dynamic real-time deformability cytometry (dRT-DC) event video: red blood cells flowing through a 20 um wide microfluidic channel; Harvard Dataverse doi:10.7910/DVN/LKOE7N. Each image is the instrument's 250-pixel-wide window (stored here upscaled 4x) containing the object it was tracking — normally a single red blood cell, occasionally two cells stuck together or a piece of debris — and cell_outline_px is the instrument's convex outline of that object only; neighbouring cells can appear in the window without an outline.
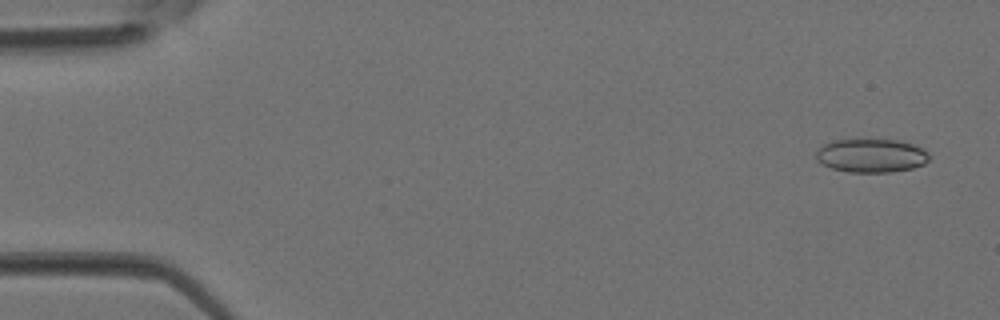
{"species": "Egyptian fruit bat (a non-hibernating species)", "species_latin": "Rousettus aegyptiacus", "temperature_condition": "room temperature", "stored_images_in_passage": 4, "camera_frame_rate_fps": 3000, "um_per_image_px": 0.085, "animal": {"sex": "female"}, "frame": {"image": 1, "passage_image": 1, "time_ms": 0.0, "image_size_px": [1000, 320], "cell_outline_px": [[928, 160], [924, 164], [912, 168], [892, 172], [848, 172], [832, 168], [816, 160], [816, 152], [824, 144], [836, 140], [896, 140], [912, 144], [928, 152]], "centroid_in_image_um": [74.05, 13.24], "position_along_channel_um": 10.9, "area_um2": 21.85}}